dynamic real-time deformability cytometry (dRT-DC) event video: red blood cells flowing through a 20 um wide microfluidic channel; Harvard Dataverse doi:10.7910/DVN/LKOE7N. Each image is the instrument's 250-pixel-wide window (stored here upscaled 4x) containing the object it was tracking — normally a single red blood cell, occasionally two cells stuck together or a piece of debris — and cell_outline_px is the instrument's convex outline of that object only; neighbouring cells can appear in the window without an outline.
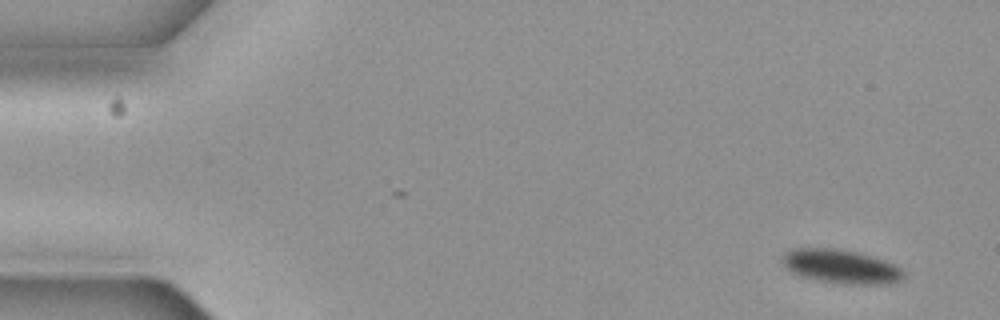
{"species": "common noctule bat (a hibernating species)", "species_latin": "Nyctalus noctula", "temperature_condition": "cold", "stored_images_in_passage": 5, "camera_frame_rate_fps": 3000, "um_per_image_px": 0.085, "animal": {"sex": "female", "body_mass_g": 19.3, "forearm_length_mm": 54.1}, "frame": {"image": 1, "passage_image": 1, "time_ms": 0.0, "image_size_px": [1000, 320], "cell_outline_px": [[904, 280], [888, 284], [840, 284], [820, 280], [804, 276], [792, 272], [780, 260], [784, 252], [792, 248], [832, 248], [856, 252], [872, 256], [884, 260], [900, 268], [904, 272]], "centroid_in_image_um": [71.49, 22.65], "position_along_channel_um": 13.5, "area_um2": 23.87}}
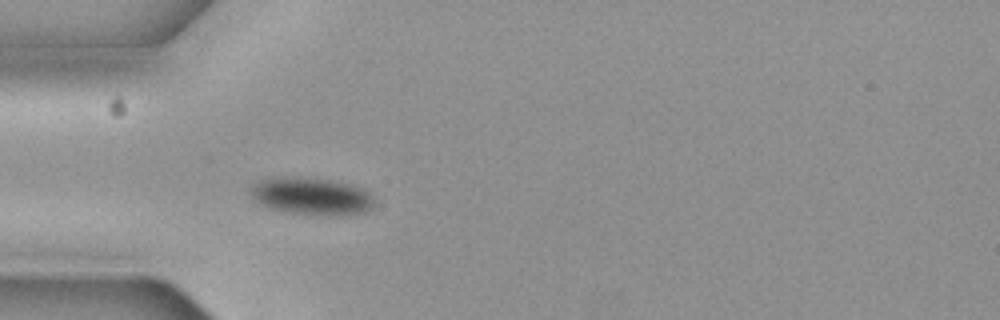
{"frame": {"image": 2, "passage_image": 5, "time_ms": 1.333, "image_size_px": [1000, 320], "cell_outline_px": [[376, 200], [372, 208], [364, 212], [340, 216], [328, 216], [292, 212], [268, 208], [260, 204], [252, 196], [248, 188], [256, 180], [272, 176], [296, 176], [332, 180], [352, 184], [364, 188]], "centroid_in_image_um": [26.47, 16.65], "position_along_channel_um": 58.5, "area_um2": 27.69}}